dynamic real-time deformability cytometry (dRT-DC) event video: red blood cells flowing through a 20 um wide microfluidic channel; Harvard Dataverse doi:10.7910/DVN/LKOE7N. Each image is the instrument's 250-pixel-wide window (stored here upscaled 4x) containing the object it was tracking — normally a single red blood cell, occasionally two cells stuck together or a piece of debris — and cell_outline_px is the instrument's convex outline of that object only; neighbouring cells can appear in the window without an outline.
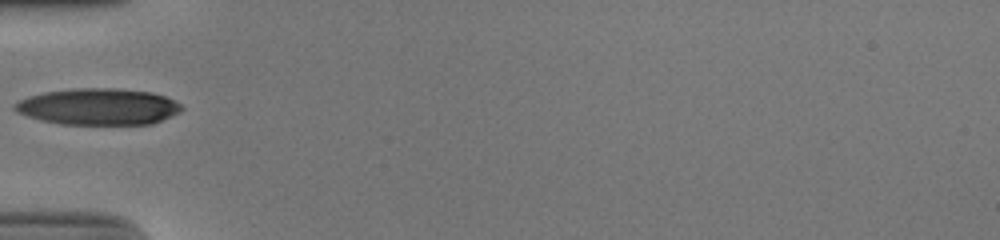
{"species": "human", "species_latin": "Homo sapiens", "temperature_condition": "cold", "stored_images_in_passage": 4, "camera_frame_rate_fps": 3000, "um_per_image_px": 0.085, "donor": {"sex": "male"}, "frame": {"image": 1, "passage_image": 1, "time_ms": 0.0, "image_size_px": [1000, 240], "cell_outline_px": [[184, 108], [180, 112], [152, 124], [60, 124], [40, 120], [16, 112], [12, 108], [12, 104], [28, 96], [44, 92], [80, 88], [112, 88], [152, 92], [164, 96], [180, 104]], "centroid_in_image_um": [8.33, 9.07], "position_along_channel_um": 76.7, "area_um2": 35.43}}